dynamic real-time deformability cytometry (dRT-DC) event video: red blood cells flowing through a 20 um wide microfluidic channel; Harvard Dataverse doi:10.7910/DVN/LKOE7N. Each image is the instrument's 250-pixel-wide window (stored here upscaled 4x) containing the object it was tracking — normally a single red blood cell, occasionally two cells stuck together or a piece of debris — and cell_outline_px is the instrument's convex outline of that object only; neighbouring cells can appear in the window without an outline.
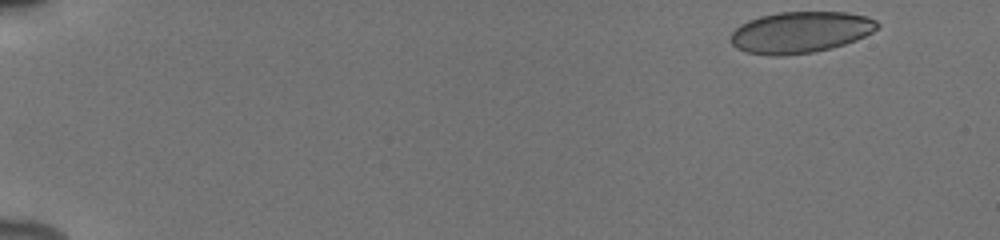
{"species": "human", "species_latin": "Homo sapiens", "temperature_condition": "cold", "stored_images_in_passage": 50, "camera_frame_rate_fps": 3000, "um_per_image_px": 0.085, "donor": {"sex": "male"}, "frame": {"image": 1, "passage_image": 1, "time_ms": 0.0, "image_size_px": [1000, 240], "cell_outline_px": [[880, 24], [872, 32], [856, 40], [832, 48], [812, 52], [780, 56], [768, 56], [748, 52], [736, 48], [728, 40], [732, 32], [740, 24], [748, 20], [760, 16], [780, 12], [848, 12], [868, 16], [876, 20]], "centroid_in_image_um": [68.01, 2.74], "position_along_channel_um": 17.0, "area_um2": 35.55}}
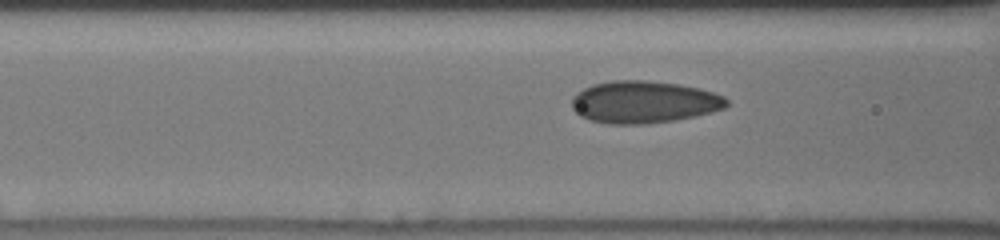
{"frame": {"image": 2, "passage_image": 20, "time_ms": 6.333, "image_size_px": [1000, 240], "cell_outline_px": [[728, 104], [724, 108], [712, 112], [676, 120], [648, 124], [608, 124], [592, 120], [580, 116], [572, 108], [572, 96], [576, 92], [592, 84], [612, 80], [644, 80], [676, 84], [700, 88], [724, 96], [728, 100]], "centroid_in_image_um": [54.71, 8.67], "position_along_channel_um": 111.9, "area_um2": 38.21}}
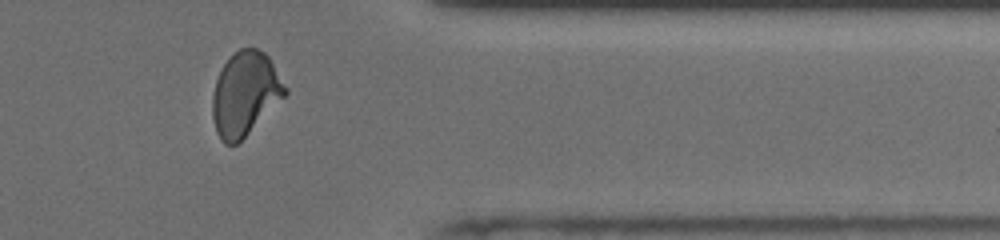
{"frame": {"image": 3, "passage_image": 42, "time_ms": 13.667, "image_size_px": [1000, 240], "cell_outline_px": [[288, 92], [236, 144], [224, 144], [220, 140], [216, 132], [212, 116], [212, 96], [216, 80], [224, 64], [240, 48], [256, 48], [264, 52], [268, 56], [288, 88]], "centroid_in_image_um": [20.82, 7.96], "position_along_channel_um": 390.6, "area_um2": 34.85}, "authors_computed_cell_mechanics": {"area_um2": 35.8649, "velocity_mm_per_s": 3.9127, "shape_relaxation_time_tau1_ms": 10.9367, "shape_relaxation_time_tau2_ms": 0.994, "deformation_change_tau1": 0.1921, "deformation_change_tau2": 0.0529}}